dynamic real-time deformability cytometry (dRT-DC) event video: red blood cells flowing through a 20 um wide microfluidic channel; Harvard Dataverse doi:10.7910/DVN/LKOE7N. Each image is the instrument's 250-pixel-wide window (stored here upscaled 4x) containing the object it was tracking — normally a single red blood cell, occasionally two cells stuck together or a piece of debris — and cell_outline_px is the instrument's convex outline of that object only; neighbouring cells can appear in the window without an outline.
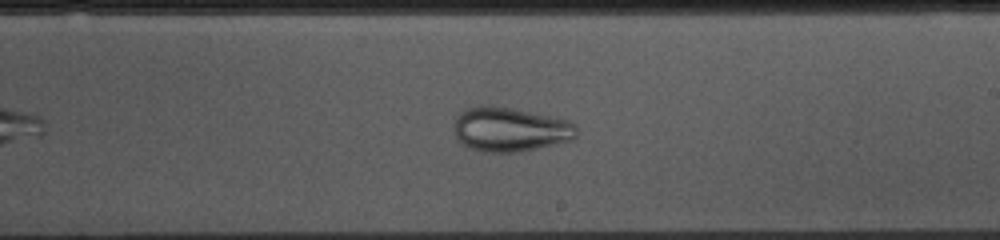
{"species": "common noctule bat (a hibernating species)", "species_latin": "Nyctalus noctula", "temperature_condition": "cold", "stored_images_in_passage": 46, "camera_frame_rate_fps": 3000, "um_per_image_px": 0.085, "animal": {"sex": "female", "body_mass_g": 10.0, "forearm_length_mm": 53.1}, "frame": {"image": 1, "passage_image": 23, "time_ms": 7.333, "image_size_px": [1000, 240], "cell_outline_px": [[576, 136], [572, 140], [556, 144], [516, 152], [488, 152], [472, 148], [464, 144], [456, 136], [456, 116], [460, 112], [468, 108], [480, 104], [512, 108], [568, 120], [576, 124]], "centroid_in_image_um": [43.39, 10.99], "position_along_channel_um": 245.6, "area_um2": 31.27}}
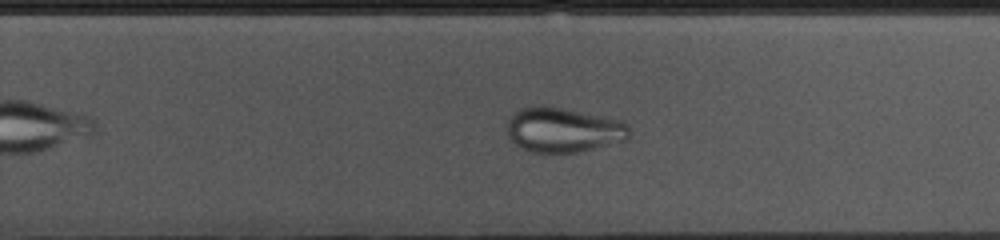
{"frame": {"image": 2, "passage_image": 26, "time_ms": 8.333, "image_size_px": [1000, 240], "cell_outline_px": [[628, 140], [576, 152], [532, 152], [516, 144], [508, 136], [508, 120], [520, 108], [532, 104], [540, 104], [564, 108], [624, 120], [628, 124]], "centroid_in_image_um": [47.9, 11.01], "position_along_channel_um": 281.9, "area_um2": 31.96}}
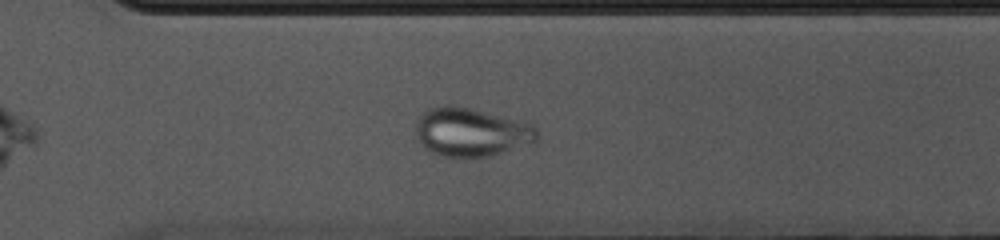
{"frame": {"image": 3, "passage_image": 30, "time_ms": 9.667, "image_size_px": [1000, 240], "cell_outline_px": [[536, 144], [492, 156], [464, 160], [456, 160], [432, 152], [424, 148], [420, 144], [416, 136], [416, 120], [428, 108], [436, 104], [456, 104], [528, 120], [536, 124]], "centroid_in_image_um": [40.11, 11.23], "position_along_channel_um": 330.5, "area_um2": 36.53}}